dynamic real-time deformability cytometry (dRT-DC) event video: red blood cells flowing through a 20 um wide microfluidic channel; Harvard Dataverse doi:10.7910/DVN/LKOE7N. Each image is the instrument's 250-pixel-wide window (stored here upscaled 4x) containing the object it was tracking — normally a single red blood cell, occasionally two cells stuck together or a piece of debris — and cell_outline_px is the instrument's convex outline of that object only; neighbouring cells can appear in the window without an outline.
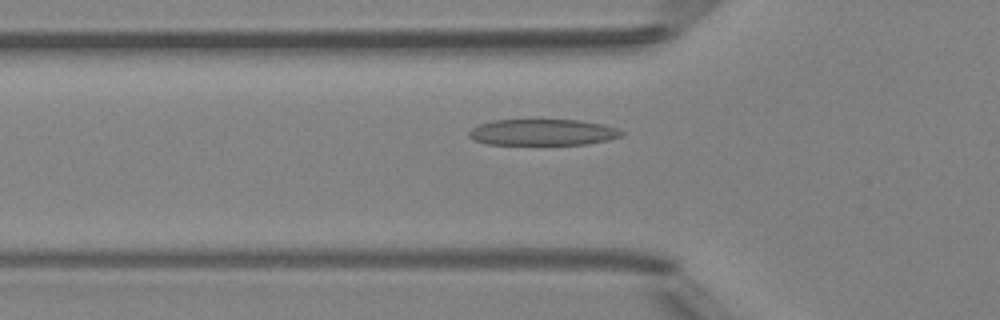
{"species": "Egyptian fruit bat (a non-hibernating species)", "species_latin": "Rousettus aegyptiacus", "temperature_condition": "room temperature", "stored_images_in_passage": 41, "camera_frame_rate_fps": 3000, "um_per_image_px": 0.085, "animal": {"sex": "female"}, "frame": {"image": 1, "passage_image": 10, "time_ms": 3.0, "image_size_px": [1000, 320], "cell_outline_px": [[624, 136], [608, 140], [588, 144], [488, 144], [472, 140], [468, 136], [468, 132], [472, 128], [480, 124], [492, 120], [580, 120], [604, 124], [616, 128], [624, 132]], "centroid_in_image_um": [46.15, 11.24], "position_along_channel_um": 79.7, "area_um2": 23.41}}
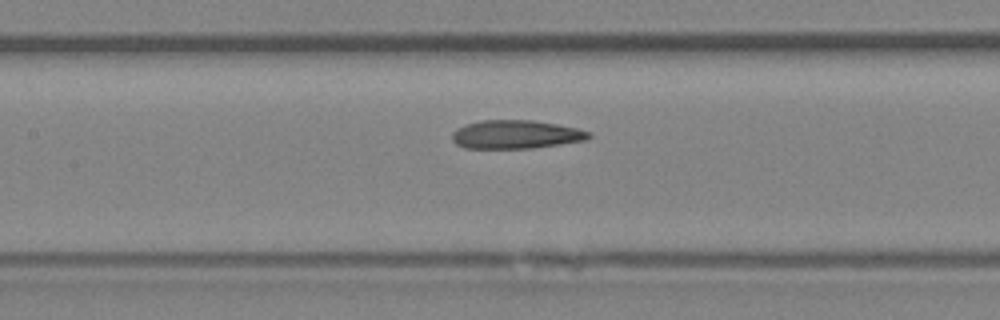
{"frame": {"image": 2, "passage_image": 16, "time_ms": 5.0, "image_size_px": [1000, 320], "cell_outline_px": [[592, 136], [588, 140], [532, 148], [464, 148], [456, 144], [452, 140], [452, 132], [456, 128], [464, 124], [480, 120], [532, 120], [556, 124], [576, 128], [592, 132]], "centroid_in_image_um": [43.84, 11.42], "position_along_channel_um": 163.6, "area_um2": 22.89}}
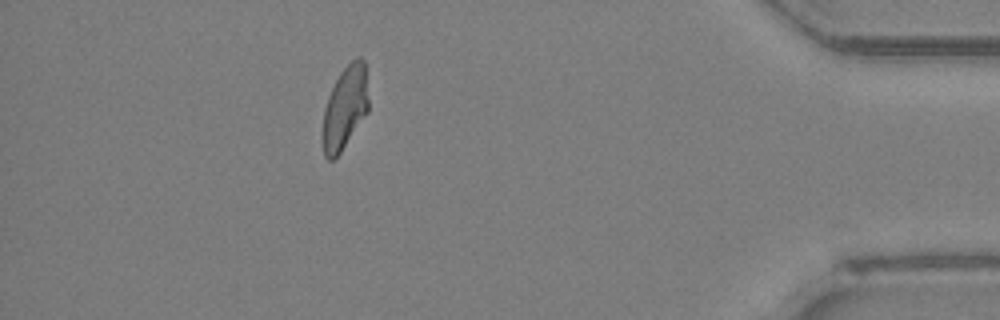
{"frame": {"image": 3, "passage_image": 37, "time_ms": 12.0, "image_size_px": [1000, 320], "cell_outline_px": [[368, 112], [340, 152], [332, 160], [328, 160], [324, 156], [324, 108], [328, 96], [340, 72], [356, 56], [360, 56], [364, 60], [368, 100]], "centroid_in_image_um": [29.34, 9.12], "position_along_channel_um": 405.9, "area_um2": 21.68}, "authors_computed_cell_mechanics": {"area_um2": 23.1778, "velocity_mm_per_s": 4.1808, "shape_relaxation_time_tau1_ms": 6.3614, "shape_relaxation_time_tau2_ms": 1.6863, "deformation_change_tau1": 0.1971, "deformation_change_tau2": 0.0974}}